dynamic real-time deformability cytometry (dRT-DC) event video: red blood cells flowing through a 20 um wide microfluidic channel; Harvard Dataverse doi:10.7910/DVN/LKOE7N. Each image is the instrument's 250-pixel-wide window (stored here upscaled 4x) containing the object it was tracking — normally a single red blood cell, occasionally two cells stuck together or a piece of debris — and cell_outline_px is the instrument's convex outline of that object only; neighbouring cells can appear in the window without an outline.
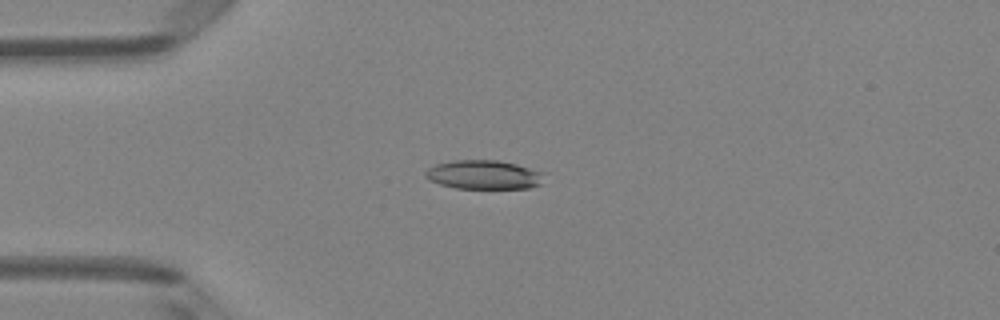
{"species": "Egyptian fruit bat (a non-hibernating species)", "species_latin": "Rousettus aegyptiacus", "temperature_condition": "room temperature", "stored_images_in_passage": 5, "camera_frame_rate_fps": 3000, "um_per_image_px": 0.085, "animal": {"sex": "female"}, "frame": {"image": 1, "passage_image": 4, "time_ms": 3.667, "image_size_px": [1000, 320], "cell_outline_px": [[544, 172], [540, 184], [528, 188], [456, 188], [440, 184], [428, 180], [424, 176], [424, 172], [428, 168], [436, 164], [452, 160], [496, 160], [516, 164]], "centroid_in_image_um": [41.08, 14.84], "position_along_channel_um": 43.9, "area_um2": 20.0}}